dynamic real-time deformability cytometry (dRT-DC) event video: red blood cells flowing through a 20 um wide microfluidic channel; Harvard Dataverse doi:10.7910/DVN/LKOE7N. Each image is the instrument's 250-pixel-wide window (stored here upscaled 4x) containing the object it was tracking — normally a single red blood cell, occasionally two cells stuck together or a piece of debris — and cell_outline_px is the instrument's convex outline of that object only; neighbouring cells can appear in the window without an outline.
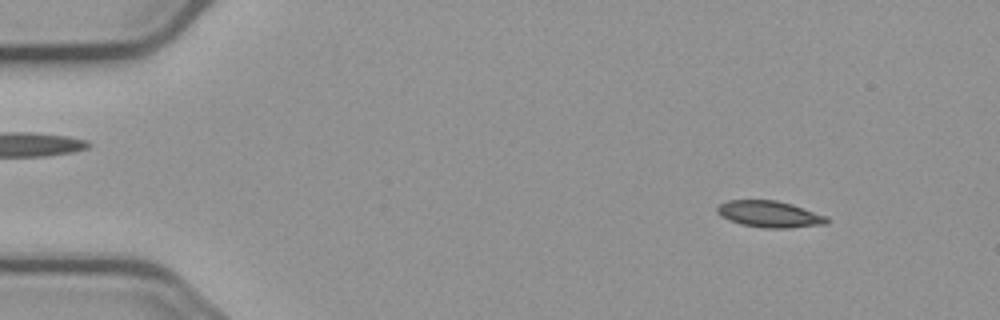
{"species": "common noctule bat (a hibernating species)", "species_latin": "Nyctalus noctula", "temperature_condition": "cold", "stored_images_in_passage": 4, "camera_frame_rate_fps": 3000, "um_per_image_px": 0.085, "animal": {"sex": "male", "body_mass_g": 23.1, "forearm_length_mm": 52.7}, "frame": {"image": 1, "passage_image": 2, "time_ms": 2.0, "image_size_px": [1000, 320], "cell_outline_px": [[828, 224], [788, 228], [764, 228], [740, 224], [728, 220], [720, 216], [716, 212], [716, 208], [720, 204], [728, 200], [776, 200], [792, 204], [828, 216]], "centroid_in_image_um": [65.41, 18.2], "position_along_channel_um": 19.6, "area_um2": 17.11}}
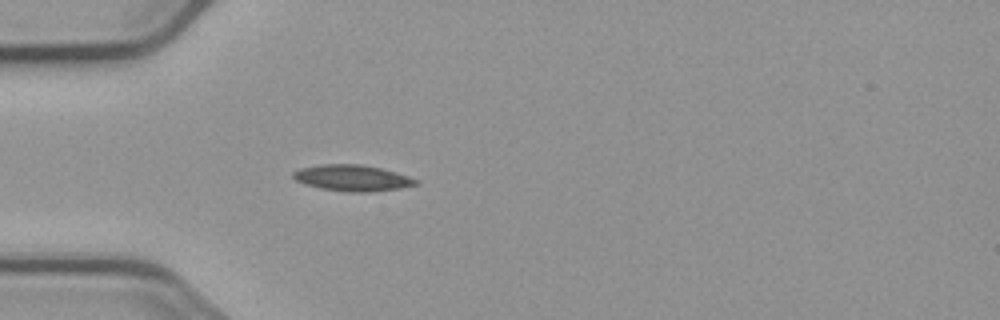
{"frame": {"image": 2, "passage_image": 4, "time_ms": 5.333, "image_size_px": [1000, 320], "cell_outline_px": [[420, 184], [400, 188], [368, 192], [344, 192], [320, 188], [304, 184], [296, 180], [292, 176], [292, 172], [300, 168], [320, 164], [360, 164], [380, 168], [408, 176], [420, 180]], "centroid_in_image_um": [29.94, 15.13], "position_along_channel_um": 55.1, "area_um2": 18.79}}